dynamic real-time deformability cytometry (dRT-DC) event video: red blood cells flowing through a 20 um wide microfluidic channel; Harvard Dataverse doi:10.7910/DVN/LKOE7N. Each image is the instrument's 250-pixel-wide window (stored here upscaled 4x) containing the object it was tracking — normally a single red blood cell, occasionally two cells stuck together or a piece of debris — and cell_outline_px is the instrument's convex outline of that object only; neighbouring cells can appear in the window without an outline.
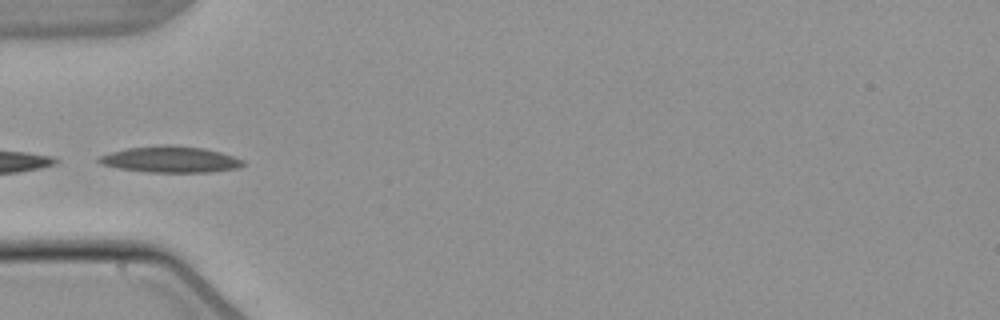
{"species": "common noctule bat (a hibernating species)", "species_latin": "Nyctalus noctula", "temperature_condition": "warm", "stored_images_in_passage": 5, "camera_frame_rate_fps": 3000, "um_per_image_px": 0.085, "animal": {"sex": "male", "body_mass_g": 21.5, "forearm_length_mm": 52.0}, "frame": {"image": 1, "passage_image": 3, "time_ms": 2.667, "image_size_px": [1000, 320], "cell_outline_px": [[244, 164], [240, 168], [208, 172], [148, 172], [120, 168], [100, 164], [96, 160], [100, 156], [112, 152], [128, 148], [164, 144], [168, 144], [204, 148], [220, 152], [244, 160]], "centroid_in_image_um": [14.5, 13.55], "position_along_channel_um": 70.5, "area_um2": 21.96}}